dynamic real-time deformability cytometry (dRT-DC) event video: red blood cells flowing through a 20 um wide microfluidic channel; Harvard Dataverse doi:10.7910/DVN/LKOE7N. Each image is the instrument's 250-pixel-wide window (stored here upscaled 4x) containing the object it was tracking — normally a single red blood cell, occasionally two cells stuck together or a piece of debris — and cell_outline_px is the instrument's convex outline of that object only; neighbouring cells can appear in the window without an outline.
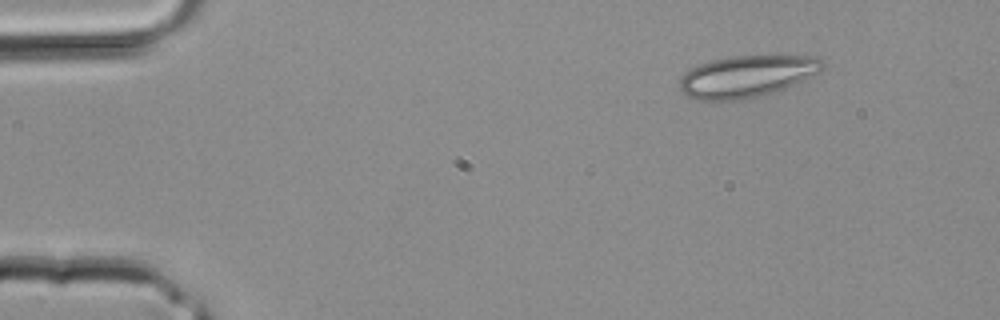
{"species": "common noctule bat (a hibernating species)", "species_latin": "Nyctalus noctula", "temperature_condition": "room temperature", "stored_images_in_passage": 3, "segment_of_instrument_passage": [1, 2], "camera_frame_rate_fps": 3000, "um_per_image_px": 0.085, "animal": {"sex": "male", "body_mass_g": 20.4}, "frame": {"image": 1, "passage_image": 1, "time_ms": 0.0, "image_size_px": [1000, 320], "cell_outline_px": [[824, 68], [820, 72], [784, 88], [760, 96], [740, 100], [700, 100], [688, 96], [680, 88], [680, 80], [684, 72], [700, 64], [712, 60], [728, 56], [816, 56], [824, 64]], "centroid_in_image_um": [63.47, 6.48], "position_along_channel_um": 21.5, "area_um2": 34.45}}